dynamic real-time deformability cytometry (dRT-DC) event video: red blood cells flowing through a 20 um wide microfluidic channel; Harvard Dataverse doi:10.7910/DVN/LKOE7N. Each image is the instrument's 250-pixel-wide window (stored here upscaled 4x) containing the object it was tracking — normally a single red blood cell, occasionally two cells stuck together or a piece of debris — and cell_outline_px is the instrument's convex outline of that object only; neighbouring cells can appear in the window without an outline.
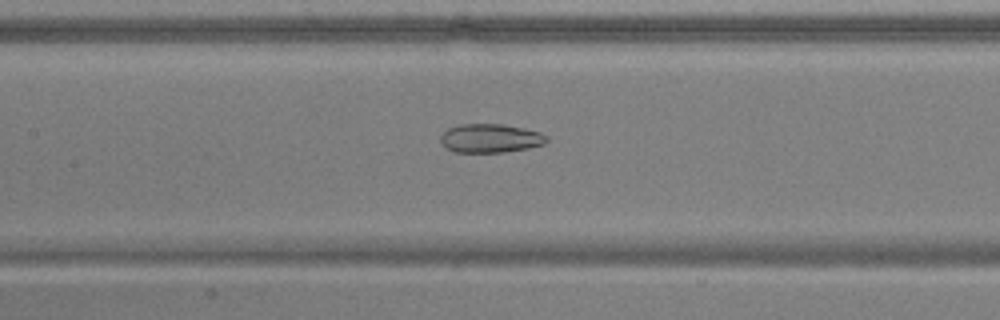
{"species": "common noctule bat (a hibernating species)", "species_latin": "Nyctalus noctula", "temperature_condition": "warm", "stored_images_in_passage": 52, "camera_frame_rate_fps": 3000, "um_per_image_px": 0.085, "animal": {"sex": "male", "body_mass_g": 17.9, "forearm_length_mm": 54.2}, "frame": {"image": 1, "passage_image": 25, "time_ms": 8.0, "image_size_px": [1000, 320], "cell_outline_px": [[548, 140], [544, 144], [528, 148], [504, 152], [452, 152], [444, 148], [440, 140], [440, 136], [448, 128], [460, 124], [500, 124], [524, 128], [540, 132], [548, 136]], "centroid_in_image_um": [41.66, 11.76], "position_along_channel_um": 165.7, "area_um2": 17.92}}
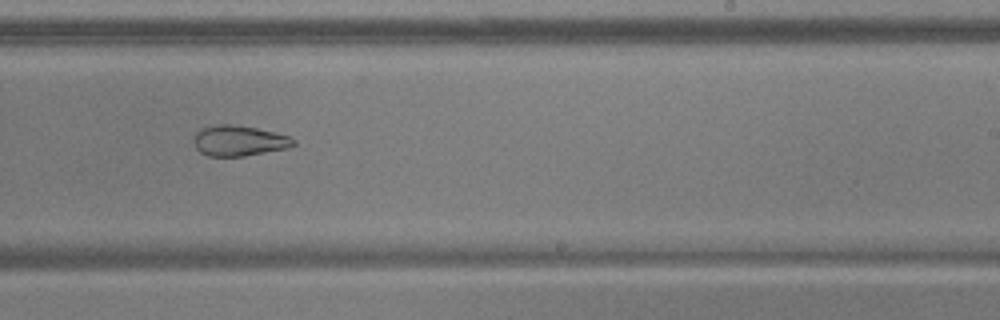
{"frame": {"image": 2, "passage_image": 33, "time_ms": 10.667, "image_size_px": [1000, 320], "cell_outline_px": [[296, 144], [288, 148], [244, 156], [208, 156], [200, 152], [196, 148], [196, 132], [200, 128], [216, 124], [232, 124], [256, 128], [288, 136], [296, 140]], "centroid_in_image_um": [20.32, 11.96], "position_along_channel_um": 268.7, "area_um2": 17.57}}
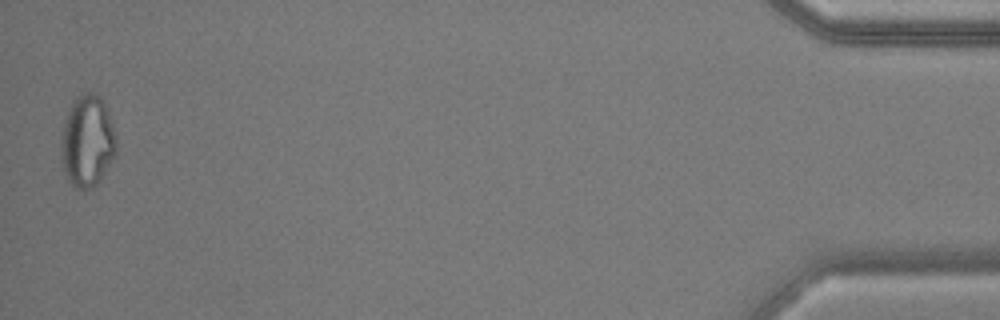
{"frame": {"image": 3, "passage_image": 52, "time_ms": 17.0, "image_size_px": [1000, 320], "cell_outline_px": [[116, 156], [100, 180], [92, 188], [84, 192], [76, 188], [68, 180], [64, 172], [60, 160], [60, 140], [64, 124], [68, 112], [76, 96], [84, 92], [92, 92], [100, 96], [104, 100], [116, 132]], "centroid_in_image_um": [7.43, 12.02], "position_along_channel_um": 427.8, "area_um2": 30.23}, "authors_computed_cell_mechanics": {"area_um2": 24.9985, "velocity_mm_per_s": 3.8716, "shape_relaxation_time_tau1_ms": null, "shape_relaxation_time_tau2_ms": 2.4224, "deformation_change_tau1": null, "deformation_change_tau2": 0.0915}}